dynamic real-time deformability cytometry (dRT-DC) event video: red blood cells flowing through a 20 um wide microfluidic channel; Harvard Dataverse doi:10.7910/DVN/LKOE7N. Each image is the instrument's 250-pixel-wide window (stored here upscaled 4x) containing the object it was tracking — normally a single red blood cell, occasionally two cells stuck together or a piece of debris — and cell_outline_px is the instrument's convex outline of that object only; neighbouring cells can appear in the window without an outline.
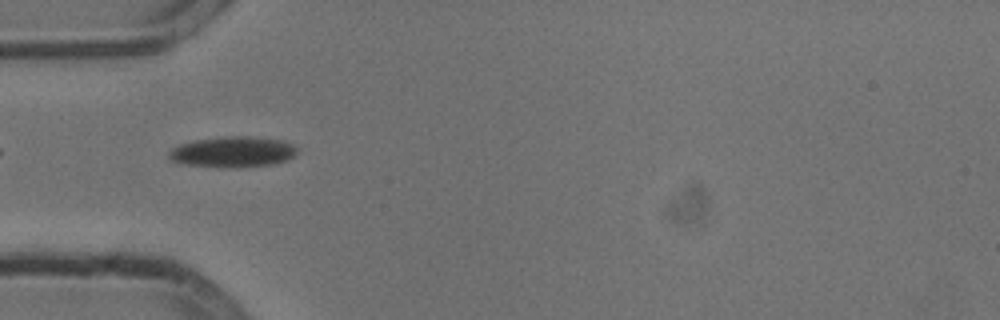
{"species": "common noctule bat (a hibernating species)", "species_latin": "Nyctalus noctula", "temperature_condition": "cold", "stored_images_in_passage": 33, "camera_frame_rate_fps": 3000, "um_per_image_px": 0.085, "animal": {"sex": "male", "body_mass_g": 13.3}, "frame": {"image": 1, "passage_image": 2, "time_ms": 0.333, "image_size_px": [1000, 320], "cell_outline_px": [[296, 152], [292, 156], [284, 160], [272, 164], [188, 164], [172, 160], [168, 156], [168, 152], [172, 148], [196, 140], [228, 136], [248, 136], [276, 140], [288, 144], [296, 148]], "centroid_in_image_um": [19.75, 12.85], "position_along_channel_um": 65.2, "area_um2": 20.92}}
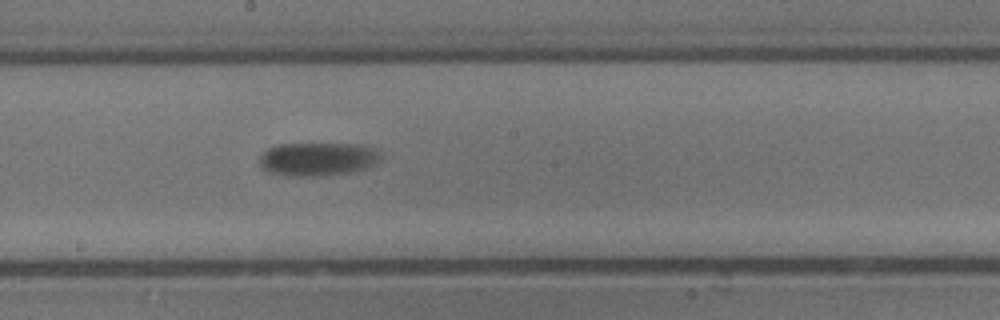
{"frame": {"image": 2, "passage_image": 15, "time_ms": 4.667, "image_size_px": [1000, 320], "cell_outline_px": [[376, 156], [368, 164], [360, 168], [344, 172], [320, 176], [296, 176], [276, 172], [264, 168], [260, 164], [260, 156], [264, 152], [280, 144], [356, 144], [368, 148]], "centroid_in_image_um": [26.83, 13.5], "position_along_channel_um": 221.4, "area_um2": 21.79}}
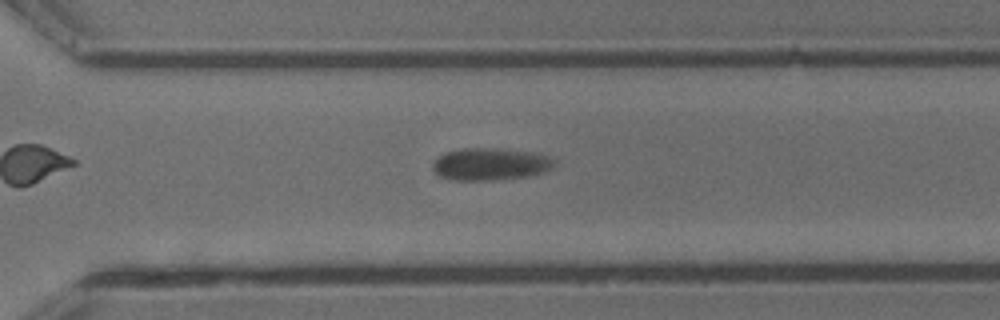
{"frame": {"image": 3, "passage_image": 24, "time_ms": 7.667, "image_size_px": [1000, 320], "cell_outline_px": [[552, 164], [544, 172], [524, 176], [488, 180], [452, 180], [440, 176], [432, 168], [432, 164], [444, 152], [464, 148], [484, 148], [528, 152], [548, 156], [552, 160]], "centroid_in_image_um": [41.57, 13.95], "position_along_channel_um": 329.0, "area_um2": 22.08}, "authors_computed_cell_mechanics": {"area_um2": 22.0218, "velocity_mm_per_s": 3.6128, "shape_relaxation_time_tau1_ms": 2.1051, "shape_relaxation_time_tau2_ms": null, "deformation_change_tau1": 0.0684, "deformation_change_tau2": null}}